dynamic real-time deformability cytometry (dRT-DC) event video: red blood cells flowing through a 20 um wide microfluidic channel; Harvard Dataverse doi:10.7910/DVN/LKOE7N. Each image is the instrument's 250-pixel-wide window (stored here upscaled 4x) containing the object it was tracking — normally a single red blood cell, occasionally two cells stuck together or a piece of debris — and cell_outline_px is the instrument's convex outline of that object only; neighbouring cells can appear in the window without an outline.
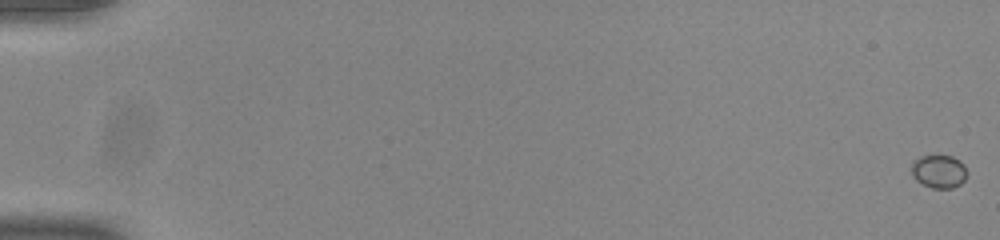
{"species": "common noctule bat (a hibernating species)", "species_latin": "Nyctalus noctula", "temperature_condition": "room temperature", "stored_images_in_passage": 18, "camera_frame_rate_fps": 3000, "um_per_image_px": 0.085, "animal": {"sex": "male", "body_mass_g": 20.0, "forearm_length_mm": 53.3}, "frame": {"image": 1, "passage_image": 1, "time_ms": 0.0, "image_size_px": [1000, 240], "cell_outline_px": [[968, 172], [964, 180], [960, 184], [952, 188], [932, 188], [916, 180], [912, 176], [912, 164], [920, 156], [952, 156], [960, 160], [964, 164]], "centroid_in_image_um": [79.84, 14.57], "position_along_channel_um": 5.2, "area_um2": 10.69}}